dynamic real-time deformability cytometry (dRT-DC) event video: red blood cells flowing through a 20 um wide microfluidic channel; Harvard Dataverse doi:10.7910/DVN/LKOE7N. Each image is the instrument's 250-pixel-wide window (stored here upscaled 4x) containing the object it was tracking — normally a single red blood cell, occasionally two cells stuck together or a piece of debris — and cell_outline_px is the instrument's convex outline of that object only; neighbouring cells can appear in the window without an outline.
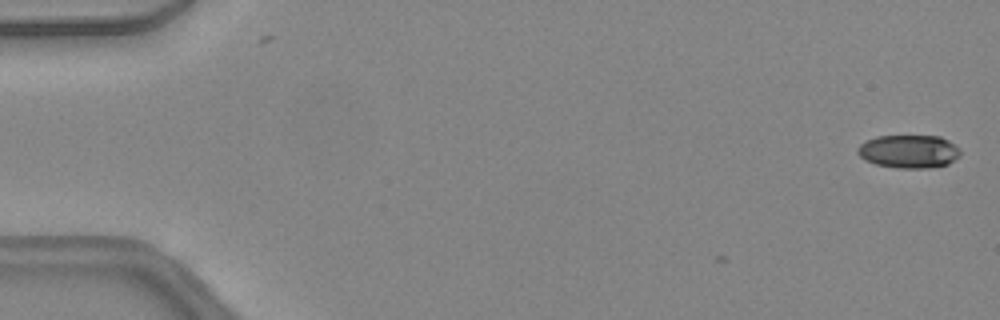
{"species": "common noctule bat (a hibernating species)", "species_latin": "Nyctalus noctula", "temperature_condition": "warm", "stored_images_in_passage": 7, "camera_frame_rate_fps": 3000, "um_per_image_px": 0.085, "animal": {"sex": "female", "body_mass_g": 24.6, "forearm_length_mm": 56.2}, "frame": {"image": 1, "passage_image": 1, "time_ms": 0.0, "image_size_px": [1000, 320], "cell_outline_px": [[960, 156], [948, 164], [928, 168], [900, 168], [876, 164], [864, 160], [856, 152], [856, 148], [860, 144], [876, 136], [940, 136], [948, 140], [960, 148]], "centroid_in_image_um": [77.25, 12.87], "position_along_channel_um": 7.7, "area_um2": 19.94}}